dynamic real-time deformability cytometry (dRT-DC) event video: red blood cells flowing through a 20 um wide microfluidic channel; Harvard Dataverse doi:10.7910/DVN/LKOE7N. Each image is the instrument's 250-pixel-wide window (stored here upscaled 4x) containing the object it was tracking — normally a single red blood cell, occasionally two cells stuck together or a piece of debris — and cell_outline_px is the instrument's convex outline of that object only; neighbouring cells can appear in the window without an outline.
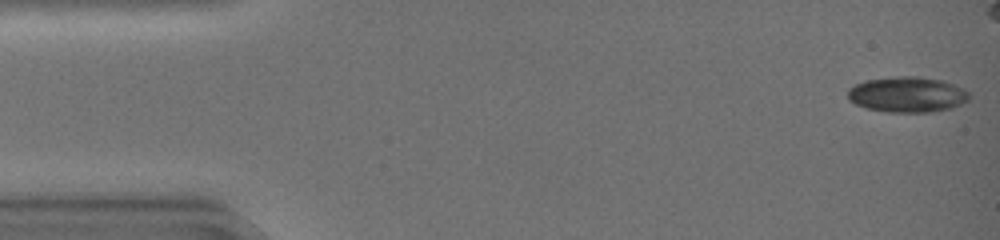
{"species": "common noctule bat (a hibernating species)", "species_latin": "Nyctalus noctula", "temperature_condition": "warm", "stored_images_in_passage": 41, "camera_frame_rate_fps": 3000, "um_per_image_px": 0.085, "animal": {"sex": "female", "body_mass_g": 19.0, "forearm_length_mm": 51.5}, "frame": {"image": 1, "passage_image": 1, "time_ms": 0.0, "image_size_px": [1000, 240], "cell_outline_px": [[968, 100], [952, 108], [928, 112], [888, 112], [868, 108], [856, 104], [848, 100], [848, 88], [864, 80], [900, 76], [920, 76], [944, 80], [964, 88], [968, 92]], "centroid_in_image_um": [77.12, 8.02], "position_along_channel_um": 7.9, "area_um2": 25.2}}
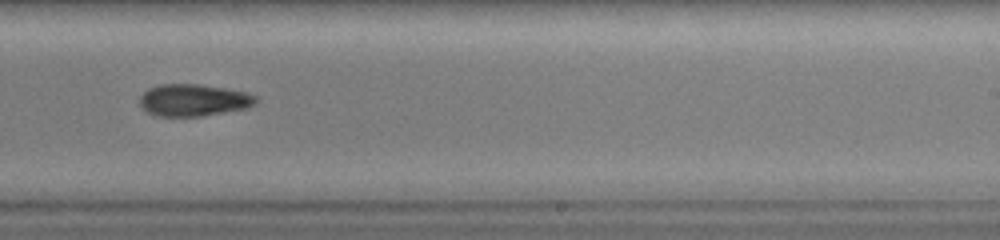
{"frame": {"image": 2, "passage_image": 28, "time_ms": 9.0, "image_size_px": [1000, 240], "cell_outline_px": [[256, 104], [248, 108], [200, 116], [160, 116], [148, 112], [140, 104], [140, 96], [148, 88], [160, 84], [200, 84], [248, 92], [256, 96]], "centroid_in_image_um": [16.47, 8.5], "position_along_channel_um": 272.5, "area_um2": 21.62}}
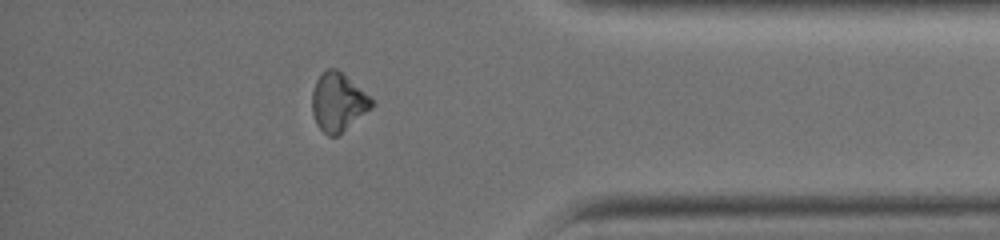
{"frame": {"image": 3, "passage_image": 38, "time_ms": 12.333, "image_size_px": [1000, 240], "cell_outline_px": [[372, 108], [336, 136], [328, 136], [316, 124], [312, 112], [312, 92], [316, 80], [320, 72], [328, 68], [336, 68], [368, 96], [372, 100]], "centroid_in_image_um": [28.68, 8.68], "position_along_channel_um": 406.5, "area_um2": 19.83}}